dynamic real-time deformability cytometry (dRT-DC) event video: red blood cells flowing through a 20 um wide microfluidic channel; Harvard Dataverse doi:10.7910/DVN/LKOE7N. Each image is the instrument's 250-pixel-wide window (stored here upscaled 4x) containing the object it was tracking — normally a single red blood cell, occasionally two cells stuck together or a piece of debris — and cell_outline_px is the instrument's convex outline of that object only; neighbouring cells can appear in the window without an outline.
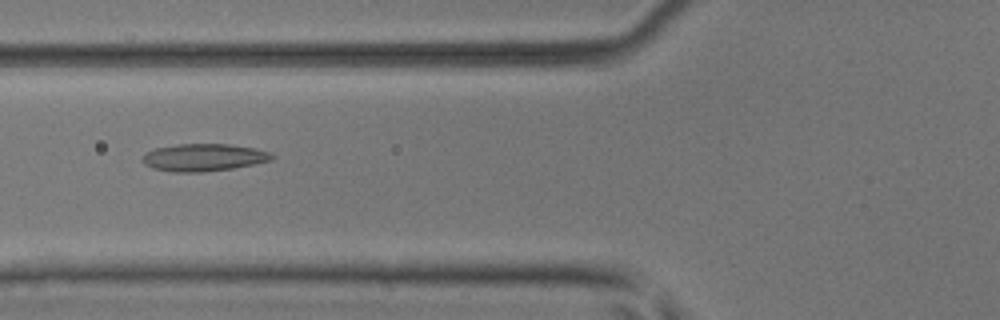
{"species": "common noctule bat (a hibernating species)", "species_latin": "Nyctalus noctula", "temperature_condition": "room temperature", "stored_images_in_passage": 5, "camera_frame_rate_fps": 3000, "um_per_image_px": 0.085, "animal": {"sex": "male", "body_mass_g": 17.9, "forearm_length_mm": 54.2}, "frame": {"image": 1, "passage_image": 5, "time_ms": 1.333, "image_size_px": [1000, 320], "cell_outline_px": [[276, 156], [272, 160], [232, 168], [200, 172], [172, 172], [152, 168], [144, 164], [140, 160], [144, 152], [156, 148], [176, 144], [228, 144], [252, 148], [272, 152]], "centroid_in_image_um": [17.27, 13.38], "position_along_channel_um": 108.5, "area_um2": 20.75}}